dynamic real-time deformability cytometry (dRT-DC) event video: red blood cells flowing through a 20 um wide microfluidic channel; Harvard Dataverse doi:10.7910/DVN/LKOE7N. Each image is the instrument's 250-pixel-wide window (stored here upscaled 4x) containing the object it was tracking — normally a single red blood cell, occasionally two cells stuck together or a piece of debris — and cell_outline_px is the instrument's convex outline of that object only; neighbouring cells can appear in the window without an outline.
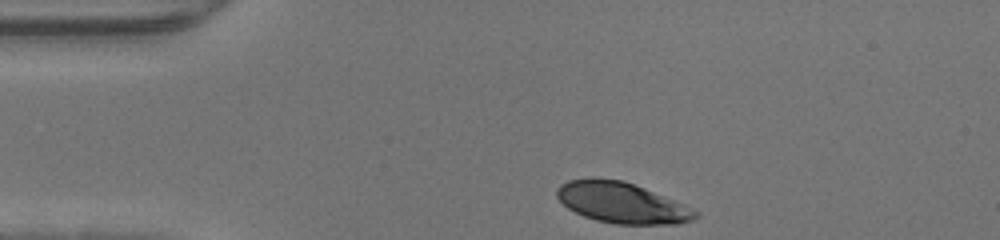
{"species": "human", "species_latin": "Homo sapiens", "temperature_condition": "warm", "stored_images_in_passage": 30, "camera_frame_rate_fps": 3000, "um_per_image_px": 0.085, "donor": {"sex": "male"}, "frame": {"image": 1, "passage_image": 1, "time_ms": 0.0, "image_size_px": [1000, 240], "cell_outline_px": [[700, 216], [692, 220], [676, 224], [616, 224], [596, 220], [584, 216], [568, 208], [556, 196], [556, 188], [560, 184], [568, 180], [592, 176], [624, 180], [684, 204], [700, 212]], "centroid_in_image_um": [52.84, 17.21], "position_along_channel_um": 32.2, "area_um2": 33.18}}
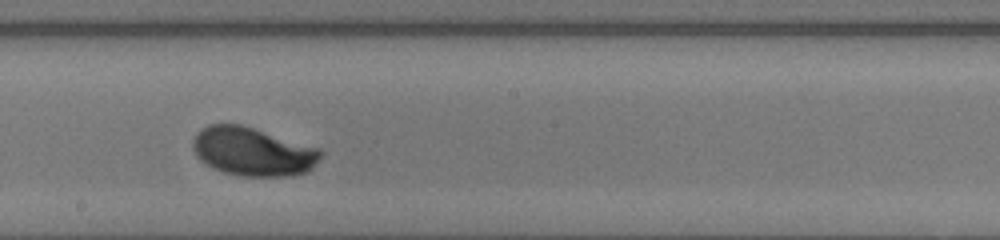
{"frame": {"image": 2, "passage_image": 18, "time_ms": 5.667, "image_size_px": [1000, 240], "cell_outline_px": [[324, 152], [312, 168], [308, 172], [292, 176], [240, 176], [224, 172], [212, 168], [204, 164], [196, 156], [192, 148], [192, 140], [196, 132], [200, 128], [208, 124], [240, 124], [320, 148]], "centroid_in_image_um": [21.46, 12.89], "position_along_channel_um": 226.7, "area_um2": 36.53}}
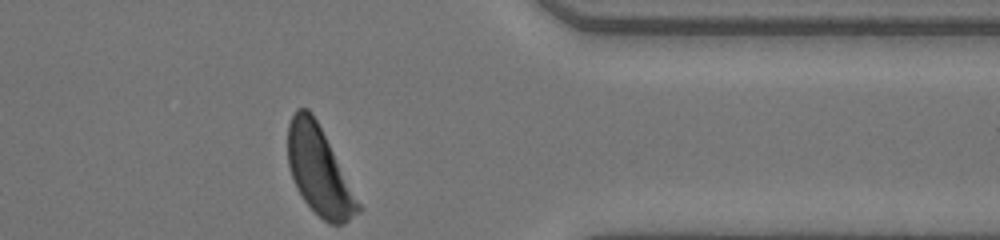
{"frame": {"image": 3, "passage_image": 30, "time_ms": 9.667, "image_size_px": [1000, 240], "cell_outline_px": [[364, 208], [360, 212], [344, 224], [328, 224], [304, 200], [296, 188], [288, 164], [288, 124], [296, 108], [308, 108], [312, 112]], "centroid_in_image_um": [27.15, 14.53], "position_along_channel_um": 384.3, "area_um2": 35.95}}